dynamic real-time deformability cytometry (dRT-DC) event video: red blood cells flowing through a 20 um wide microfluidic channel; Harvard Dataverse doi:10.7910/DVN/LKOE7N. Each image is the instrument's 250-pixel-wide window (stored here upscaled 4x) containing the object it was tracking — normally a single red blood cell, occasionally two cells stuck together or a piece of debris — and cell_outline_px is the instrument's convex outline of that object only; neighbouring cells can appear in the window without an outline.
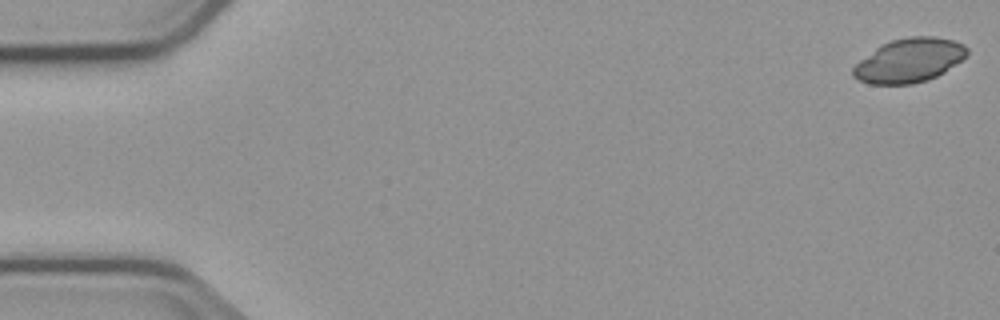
{"species": "common noctule bat (a hibernating species)", "species_latin": "Nyctalus noctula", "temperature_condition": "cold", "stored_images_in_passage": 4, "camera_frame_rate_fps": 3000, "um_per_image_px": 0.085, "animal": {"sex": "male", "body_mass_g": 23.1, "forearm_length_mm": 52.7}, "frame": {"image": 1, "passage_image": 1, "time_ms": 0.0, "image_size_px": [1000, 320], "cell_outline_px": [[968, 56], [944, 72], [928, 80], [912, 84], [868, 84], [852, 76], [852, 68], [860, 60], [876, 48], [892, 40], [908, 36], [936, 36], [952, 40], [964, 44], [968, 48]], "centroid_in_image_um": [77.31, 5.13], "position_along_channel_um": 7.7, "area_um2": 29.25}}